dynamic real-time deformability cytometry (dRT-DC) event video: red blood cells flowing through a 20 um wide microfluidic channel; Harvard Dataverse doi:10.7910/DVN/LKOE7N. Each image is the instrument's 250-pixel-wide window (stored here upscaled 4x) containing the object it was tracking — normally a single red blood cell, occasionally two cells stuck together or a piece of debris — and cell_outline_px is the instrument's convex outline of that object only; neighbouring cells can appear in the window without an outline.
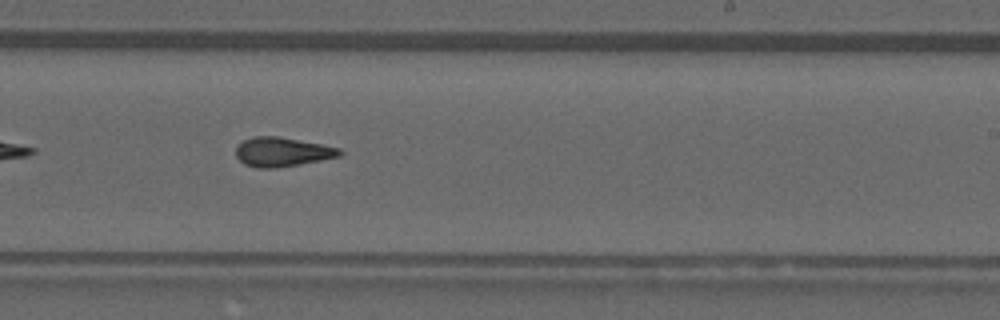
{"species": "common noctule bat (a hibernating species)", "species_latin": "Nyctalus noctula", "temperature_condition": "warm", "stored_images_in_passage": 31, "camera_frame_rate_fps": 3000, "um_per_image_px": 0.085, "animal": {"sex": "male", "forearm_length_mm": 52.5}, "frame": {"image": 1, "passage_image": 14, "time_ms": 4.333, "image_size_px": [1000, 320], "cell_outline_px": [[344, 152], [340, 156], [300, 164], [276, 168], [256, 168], [244, 164], [236, 156], [236, 148], [244, 140], [252, 136], [276, 136], [324, 144], [340, 148]], "centroid_in_image_um": [24.0, 12.91], "position_along_channel_um": 265.0, "area_um2": 17.74}}